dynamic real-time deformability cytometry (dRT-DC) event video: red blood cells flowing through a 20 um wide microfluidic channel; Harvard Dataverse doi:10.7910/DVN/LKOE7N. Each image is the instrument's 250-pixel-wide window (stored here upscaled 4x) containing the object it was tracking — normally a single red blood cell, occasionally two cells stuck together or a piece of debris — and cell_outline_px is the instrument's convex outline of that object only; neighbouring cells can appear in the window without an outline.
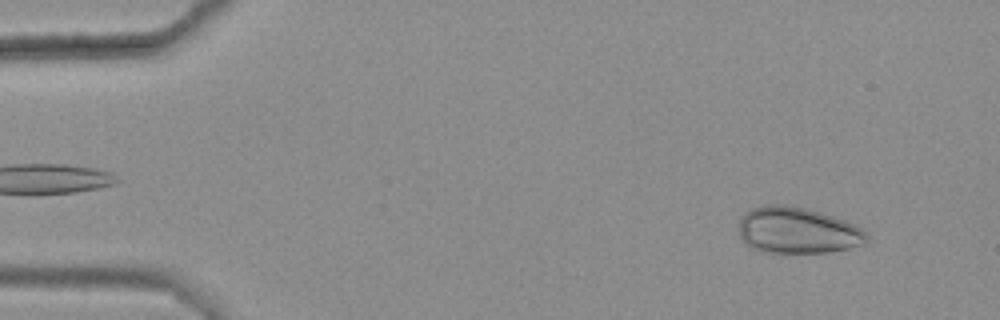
{"species": "common noctule bat (a hibernating species)", "species_latin": "Nyctalus noctula", "temperature_condition": "warm", "stored_images_in_passage": 3, "camera_frame_rate_fps": 3000, "um_per_image_px": 0.085, "animal": {"sex": "female", "body_mass_g": 25.1}, "frame": {"image": 1, "passage_image": 1, "time_ms": 0.0, "image_size_px": [1000, 320], "cell_outline_px": [[868, 236], [864, 244], [848, 248], [828, 252], [760, 252], [752, 248], [740, 236], [740, 220], [744, 212], [752, 208], [768, 204], [788, 204], [820, 212], [844, 220], [868, 232]], "centroid_in_image_um": [67.77, 19.57], "position_along_channel_um": 17.2, "area_um2": 34.33}}